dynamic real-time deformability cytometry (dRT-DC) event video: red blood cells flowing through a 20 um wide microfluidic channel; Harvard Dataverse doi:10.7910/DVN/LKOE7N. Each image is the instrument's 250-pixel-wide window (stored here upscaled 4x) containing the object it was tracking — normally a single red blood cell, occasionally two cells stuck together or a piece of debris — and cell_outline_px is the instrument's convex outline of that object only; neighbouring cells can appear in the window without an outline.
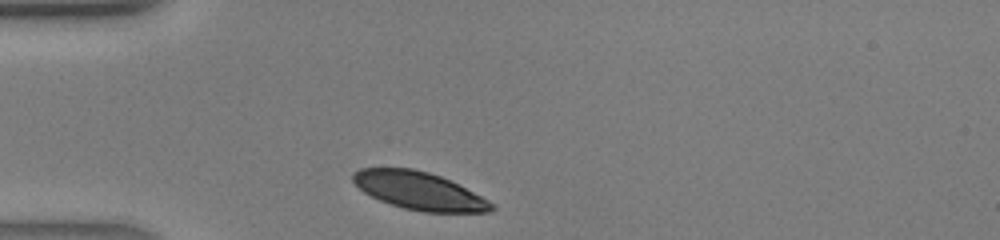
{"species": "human", "species_latin": "Homo sapiens", "temperature_condition": "warm", "stored_images_in_passage": 24, "camera_frame_rate_fps": 3000, "um_per_image_px": 0.085, "donor": {"sex": "male"}, "frame": {"image": 1, "passage_image": 1, "time_ms": 0.0, "image_size_px": [1000, 240], "cell_outline_px": [[496, 208], [488, 212], [424, 212], [404, 208], [380, 200], [364, 192], [352, 180], [352, 172], [360, 168], [412, 168], [428, 172], [440, 176], [496, 204]], "centroid_in_image_um": [35.61, 16.22], "position_along_channel_um": 49.4, "area_um2": 30.11}}
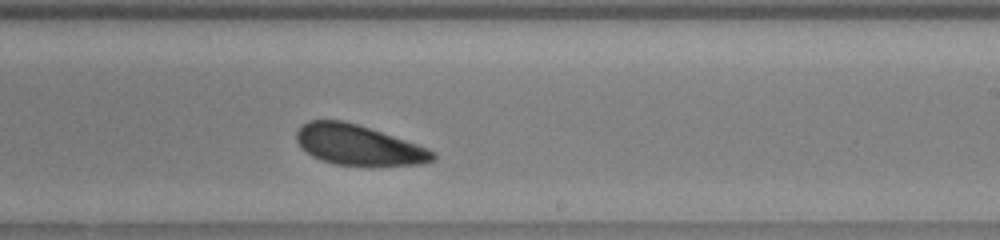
{"frame": {"image": 2, "passage_image": 15, "time_ms": 4.667, "image_size_px": [1000, 240], "cell_outline_px": [[436, 160], [420, 164], [336, 164], [320, 160], [312, 156], [300, 148], [296, 140], [296, 132], [308, 120], [344, 120], [428, 148], [436, 152]], "centroid_in_image_um": [30.42, 12.31], "position_along_channel_um": 258.6, "area_um2": 31.33}}
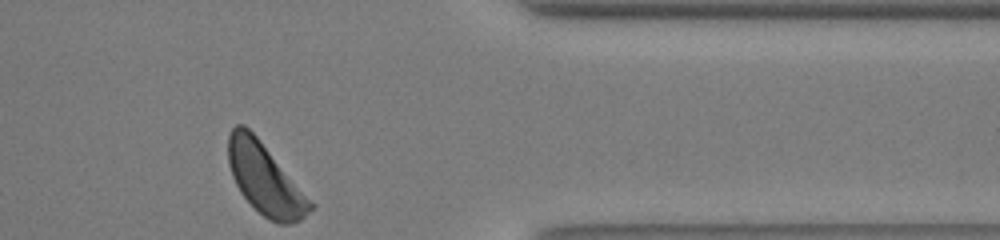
{"frame": {"image": 3, "passage_image": 24, "time_ms": 7.667, "image_size_px": [1000, 240], "cell_outline_px": [[316, 204], [300, 220], [292, 224], [276, 224], [268, 220], [240, 192], [232, 176], [228, 164], [228, 136], [232, 128], [236, 124], [244, 124], [256, 136]], "centroid_in_image_um": [22.54, 15.23], "position_along_channel_um": 388.9, "area_um2": 33.7}}